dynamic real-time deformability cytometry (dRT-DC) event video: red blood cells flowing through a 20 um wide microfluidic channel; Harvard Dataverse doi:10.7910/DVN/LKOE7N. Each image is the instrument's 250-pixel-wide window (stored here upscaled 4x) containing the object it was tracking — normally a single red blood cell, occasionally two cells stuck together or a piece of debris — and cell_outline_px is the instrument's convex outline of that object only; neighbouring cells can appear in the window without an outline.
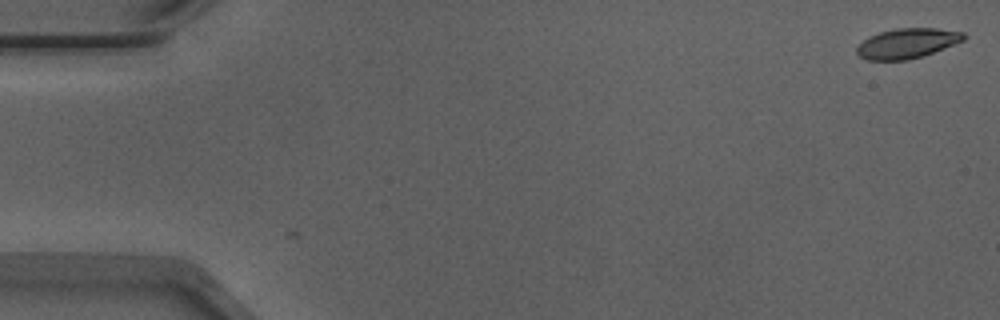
{"species": "Egyptian fruit bat (a non-hibernating species)", "species_latin": "Rousettus aegyptiacus", "temperature_condition": "warm", "stored_images_in_passage": 4, "camera_frame_rate_fps": 3000, "um_per_image_px": 0.085, "animal": {"sex": "male"}, "frame": {"image": 1, "passage_image": 4, "time_ms": 1.0, "image_size_px": [1000, 320], "cell_outline_px": [[968, 36], [964, 40], [924, 56], [908, 60], [868, 60], [860, 56], [856, 52], [856, 48], [868, 36], [880, 32], [896, 28], [936, 28], [964, 32]], "centroid_in_image_um": [77.13, 3.68], "position_along_channel_um": 7.9, "area_um2": 18.73}}